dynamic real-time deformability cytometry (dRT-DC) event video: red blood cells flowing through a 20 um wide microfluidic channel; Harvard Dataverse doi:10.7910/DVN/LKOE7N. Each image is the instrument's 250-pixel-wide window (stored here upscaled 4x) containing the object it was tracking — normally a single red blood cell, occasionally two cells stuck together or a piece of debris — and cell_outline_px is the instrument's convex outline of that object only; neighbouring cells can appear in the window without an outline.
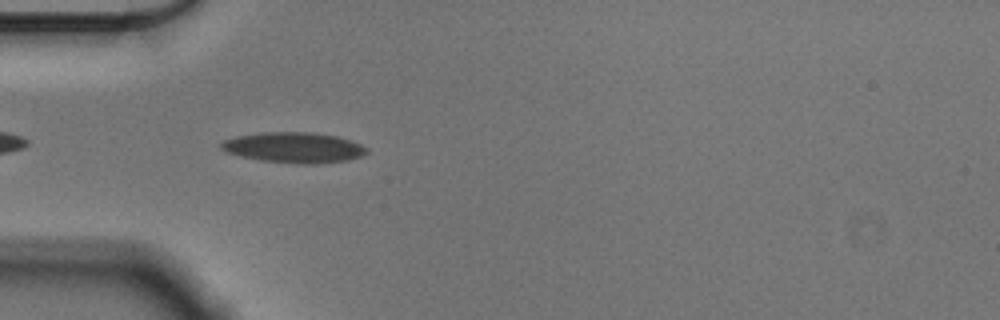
{"species": "Egyptian fruit bat (a non-hibernating species)", "species_latin": "Rousettus aegyptiacus", "temperature_condition": "cold", "stored_images_in_passage": 33, "camera_frame_rate_fps": 3000, "um_per_image_px": 0.085, "animal": {"sex": "male"}, "frame": {"image": 1, "passage_image": 3, "time_ms": 0.667, "image_size_px": [1000, 320], "cell_outline_px": [[368, 152], [360, 156], [348, 160], [316, 164], [300, 164], [260, 160], [240, 156], [228, 152], [220, 148], [220, 144], [224, 140], [236, 136], [264, 132], [312, 132], [336, 136], [360, 144], [368, 148]], "centroid_in_image_um": [24.98, 12.54], "position_along_channel_um": 60.0, "area_um2": 25.78}}
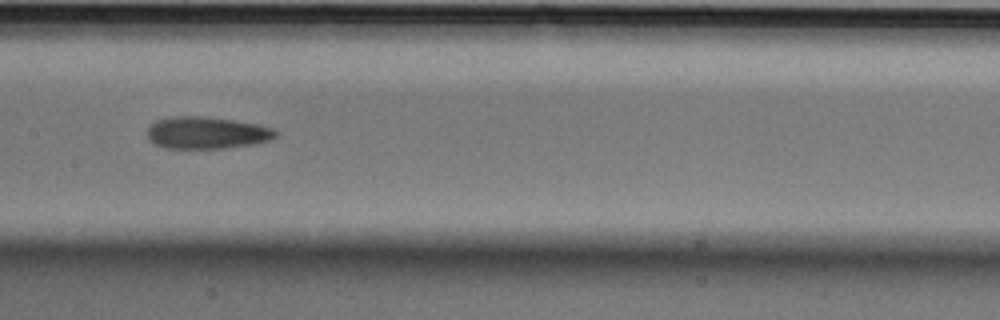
{"frame": {"image": 2, "passage_image": 14, "time_ms": 4.333, "image_size_px": [1000, 320], "cell_outline_px": [[280, 136], [272, 140], [252, 144], [228, 148], [164, 148], [148, 140], [148, 128], [156, 120], [176, 116], [200, 116], [232, 120], [256, 124], [276, 128], [280, 132]], "centroid_in_image_um": [17.64, 11.29], "position_along_channel_um": 189.8, "area_um2": 24.16}}
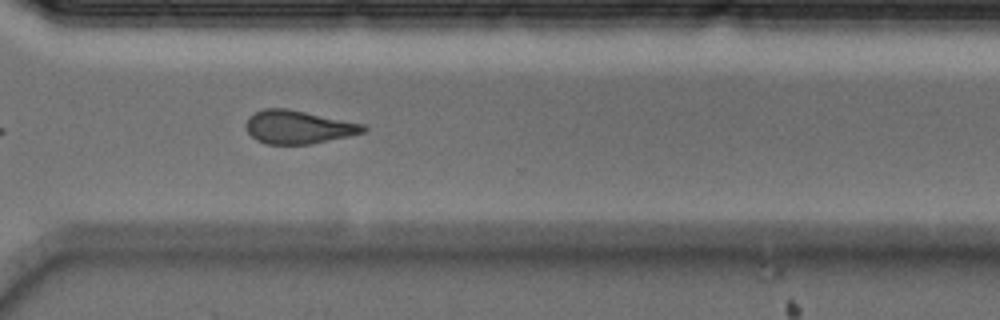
{"frame": {"image": 3, "passage_image": 27, "time_ms": 8.667, "image_size_px": [1000, 320], "cell_outline_px": [[368, 128], [364, 132], [348, 136], [312, 144], [264, 144], [256, 140], [244, 128], [244, 124], [248, 116], [264, 108], [288, 108], [364, 124]], "centroid_in_image_um": [25.31, 10.8], "position_along_channel_um": 345.3, "area_um2": 22.95}, "authors_computed_cell_mechanics": {"area_um2": 23.8136, "velocity_mm_per_s": 3.5964, "shape_relaxation_time_tau1_ms": 5.5308, "shape_relaxation_time_tau2_ms": 5.6384, "deformation_change_tau1": 0.1297, "deformation_change_tau2": 0.1516}}